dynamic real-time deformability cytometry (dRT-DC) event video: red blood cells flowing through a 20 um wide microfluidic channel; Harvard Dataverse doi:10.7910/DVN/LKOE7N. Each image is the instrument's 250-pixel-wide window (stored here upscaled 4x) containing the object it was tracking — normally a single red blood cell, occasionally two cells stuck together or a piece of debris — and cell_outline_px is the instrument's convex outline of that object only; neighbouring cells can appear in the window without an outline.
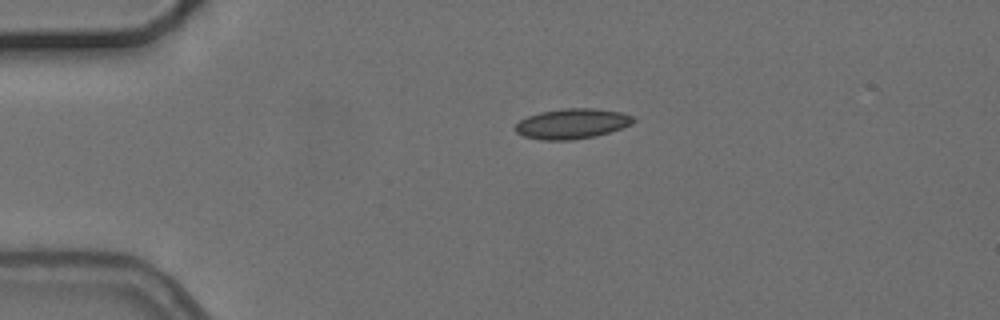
{"species": "common noctule bat (a hibernating species)", "species_latin": "Nyctalus noctula", "temperature_condition": "cold", "stored_images_in_passage": 2, "camera_frame_rate_fps": 3000, "um_per_image_px": 0.085, "animal": {"sex": "female", "body_mass_g": 24.6, "forearm_length_mm": 56.2}, "frame": {"image": 1, "passage_image": 1, "time_ms": 0.0, "image_size_px": [1000, 320], "cell_outline_px": [[636, 120], [632, 124], [596, 136], [572, 140], [540, 140], [524, 136], [516, 132], [516, 124], [520, 120], [528, 116], [540, 112], [564, 108], [596, 108], [624, 112], [636, 116]], "centroid_in_image_um": [48.67, 10.5], "position_along_channel_um": 36.3, "area_um2": 20.92}}